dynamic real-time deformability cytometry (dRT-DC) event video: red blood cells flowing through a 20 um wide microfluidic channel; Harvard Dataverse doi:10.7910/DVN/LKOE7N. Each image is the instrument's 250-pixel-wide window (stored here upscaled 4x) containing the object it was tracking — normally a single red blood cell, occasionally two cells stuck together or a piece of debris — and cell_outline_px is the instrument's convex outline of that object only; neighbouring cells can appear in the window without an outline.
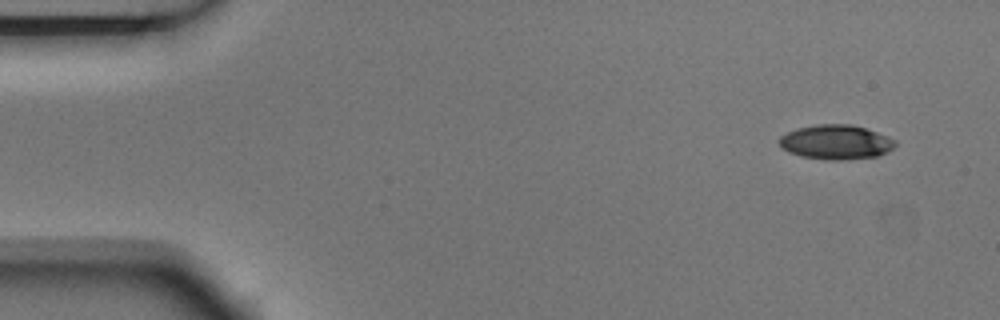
{"species": "Egyptian fruit bat (a non-hibernating species)", "species_latin": "Rousettus aegyptiacus", "temperature_condition": "room temperature", "stored_images_in_passage": 4, "camera_frame_rate_fps": 3000, "um_per_image_px": 0.085, "animal": {"sex": "male"}, "frame": {"image": 1, "passage_image": 1, "time_ms": 0.0, "image_size_px": [1000, 320], "cell_outline_px": [[896, 144], [888, 152], [876, 156], [844, 160], [824, 160], [800, 156], [788, 152], [776, 140], [780, 136], [796, 128], [816, 124], [852, 124], [888, 136], [896, 140]], "centroid_in_image_um": [71.03, 12.08], "position_along_channel_um": 14.0, "area_um2": 23.47}}
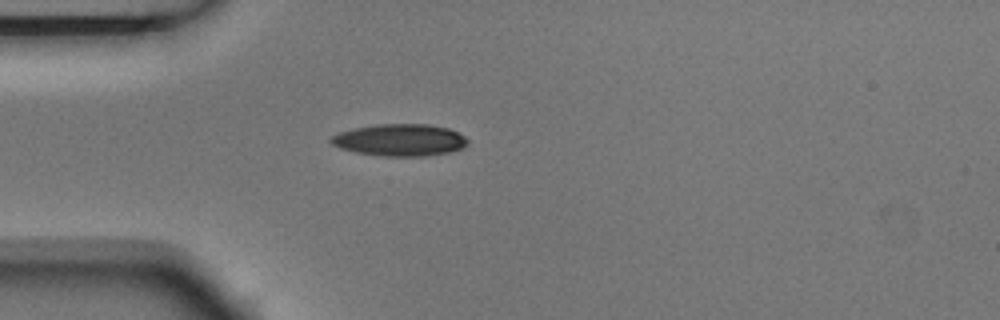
{"frame": {"image": 2, "passage_image": 4, "time_ms": 1.0, "image_size_px": [1000, 320], "cell_outline_px": [[468, 144], [464, 148], [448, 152], [424, 156], [384, 156], [356, 152], [340, 148], [332, 144], [328, 140], [332, 136], [340, 132], [356, 128], [380, 124], [428, 124], [448, 128], [464, 136], [468, 140]], "centroid_in_image_um": [34.01, 11.9], "position_along_channel_um": 51.0, "area_um2": 25.32}}